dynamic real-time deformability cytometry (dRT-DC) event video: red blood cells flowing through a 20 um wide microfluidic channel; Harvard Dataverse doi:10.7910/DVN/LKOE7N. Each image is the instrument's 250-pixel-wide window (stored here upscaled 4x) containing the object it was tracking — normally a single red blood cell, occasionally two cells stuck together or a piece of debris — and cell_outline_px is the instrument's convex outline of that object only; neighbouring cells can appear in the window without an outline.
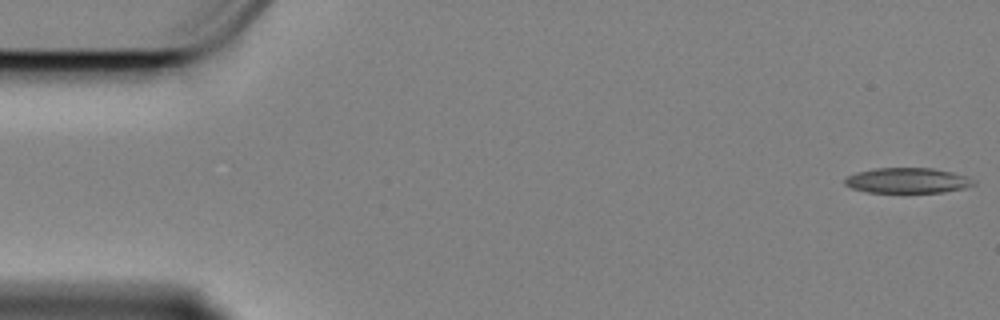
{"species": "Egyptian fruit bat (a non-hibernating species)", "species_latin": "Rousettus aegyptiacus", "temperature_condition": "cold", "stored_images_in_passage": 58, "camera_frame_rate_fps": 3000, "um_per_image_px": 0.085, "animal": {"sex": "female"}, "frame": {"image": 1, "passage_image": 1, "time_ms": 0.0, "image_size_px": [1000, 320], "cell_outline_px": [[976, 184], [964, 188], [944, 192], [868, 192], [852, 188], [844, 184], [844, 180], [848, 176], [856, 172], [876, 168], [932, 168], [952, 172], [968, 176], [976, 180]], "centroid_in_image_um": [77.17, 15.34], "position_along_channel_um": 7.8, "area_um2": 19.02}}
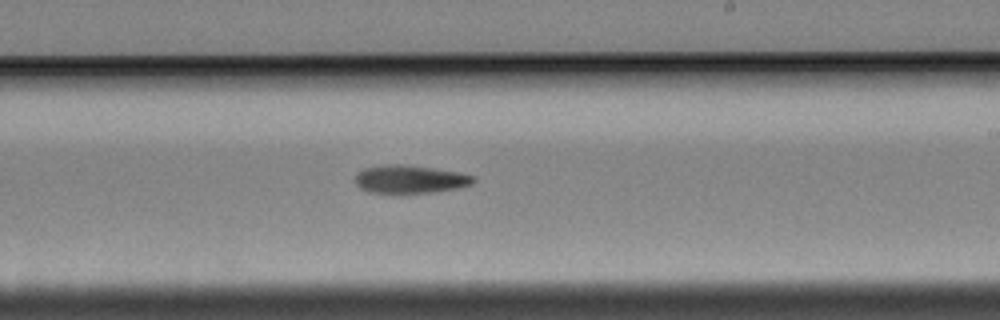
{"frame": {"image": 2, "passage_image": 34, "time_ms": 11.0, "image_size_px": [1000, 320], "cell_outline_px": [[476, 180], [468, 184], [456, 188], [428, 192], [372, 192], [360, 188], [356, 184], [356, 176], [364, 168], [384, 164], [404, 164], [432, 168], [456, 172], [472, 176]], "centroid_in_image_um": [34.8, 15.21], "position_along_channel_um": 254.2, "area_um2": 18.67}}
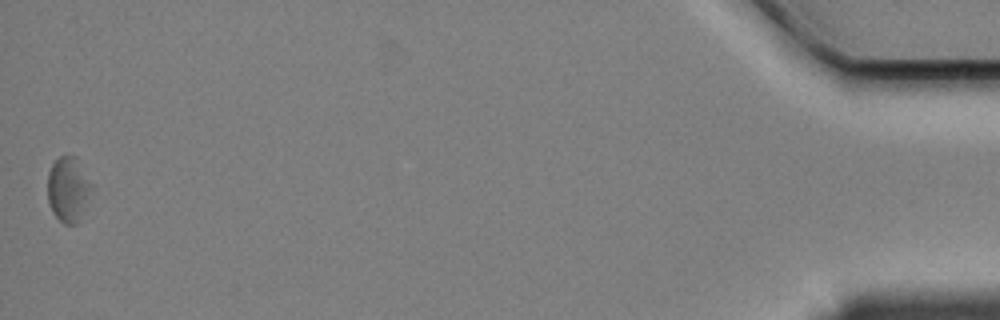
{"frame": {"image": 3, "passage_image": 58, "time_ms": 19.0, "image_size_px": [1000, 320], "cell_outline_px": [[88, 188], [76, 224], [64, 224], [52, 212], [48, 200], [48, 172], [52, 164], [60, 156], [76, 156], [88, 184]], "centroid_in_image_um": [5.67, 16.06], "position_along_channel_um": 429.5, "area_um2": 15.26}}